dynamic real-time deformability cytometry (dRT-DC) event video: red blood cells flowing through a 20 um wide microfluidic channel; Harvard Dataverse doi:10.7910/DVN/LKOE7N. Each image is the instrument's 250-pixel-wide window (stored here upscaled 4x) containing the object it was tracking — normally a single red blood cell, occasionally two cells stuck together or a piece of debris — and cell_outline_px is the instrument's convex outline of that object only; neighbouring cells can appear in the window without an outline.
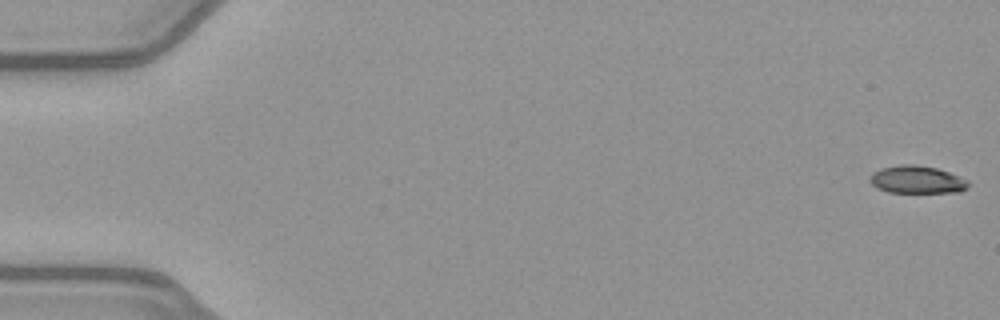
{"species": "common noctule bat (a hibernating species)", "species_latin": "Nyctalus noctula", "temperature_condition": "warm", "stored_images_in_passage": 52, "camera_frame_rate_fps": 3000, "um_per_image_px": 0.085, "animal": {"sex": "female", "body_mass_g": 21.9}, "frame": {"image": 1, "passage_image": 1, "time_ms": 0.0, "image_size_px": [1000, 320], "cell_outline_px": [[968, 188], [960, 192], [888, 192], [876, 188], [868, 180], [872, 172], [880, 168], [900, 164], [912, 164], [936, 168], [948, 172], [968, 180]], "centroid_in_image_um": [77.9, 15.27], "position_along_channel_um": 7.1, "area_um2": 15.9}}
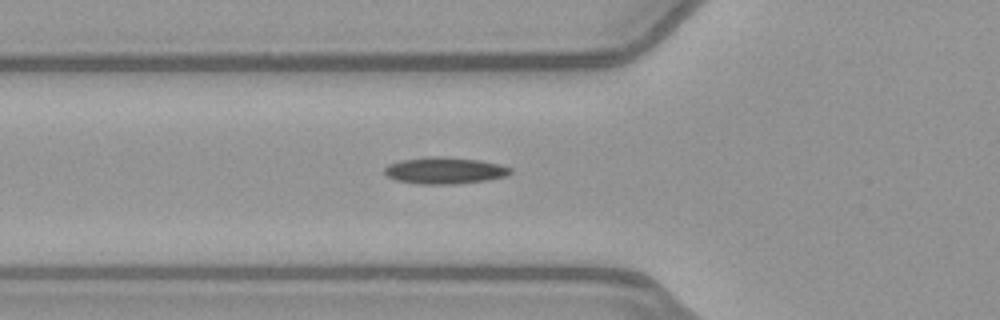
{"frame": {"image": 2, "passage_image": 19, "time_ms": 6.0, "image_size_px": [1000, 320], "cell_outline_px": [[512, 172], [504, 176], [488, 180], [456, 184], [416, 184], [396, 180], [388, 176], [384, 172], [384, 168], [388, 164], [404, 160], [436, 156], [480, 160], [500, 164], [512, 168]], "centroid_in_image_um": [37.81, 14.51], "position_along_channel_um": 88.0, "area_um2": 19.42}}
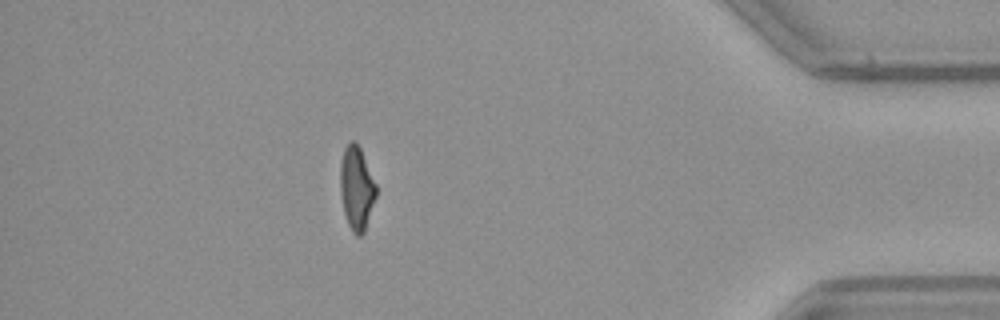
{"frame": {"image": 3, "passage_image": 46, "time_ms": 15.0, "image_size_px": [1000, 320], "cell_outline_px": [[376, 196], [364, 232], [360, 236], [356, 236], [352, 232], [348, 224], [344, 212], [340, 192], [340, 164], [344, 148], [352, 140], [356, 140], [360, 148], [376, 184]], "centroid_in_image_um": [30.3, 15.99], "position_along_channel_um": 404.9, "area_um2": 17.4}, "authors_computed_cell_mechanics": {"area_um2": 17.8313, "velocity_mm_per_s": 4.0276, "shape_relaxation_time_tau1_ms": null, "shape_relaxation_time_tau2_ms": 3.6399, "deformation_change_tau1": null, "deformation_change_tau2": 0.116}}